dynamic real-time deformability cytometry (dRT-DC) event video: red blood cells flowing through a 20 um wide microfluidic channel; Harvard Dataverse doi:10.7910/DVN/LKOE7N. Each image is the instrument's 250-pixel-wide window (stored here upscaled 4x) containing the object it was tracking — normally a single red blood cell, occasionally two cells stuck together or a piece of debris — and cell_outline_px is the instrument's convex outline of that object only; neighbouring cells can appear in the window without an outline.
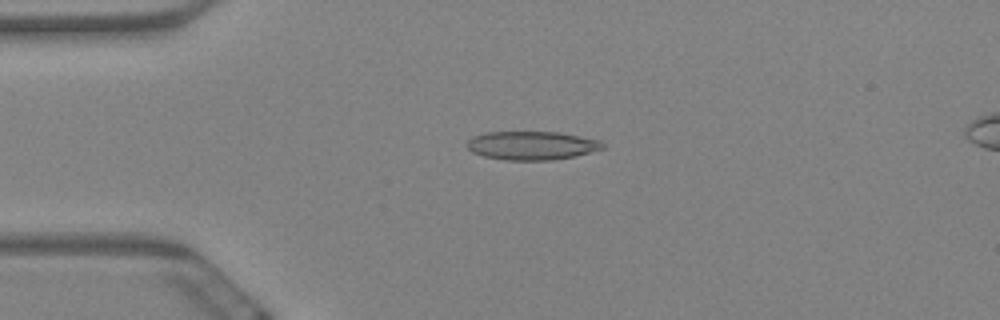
{"species": "Egyptian fruit bat (a non-hibernating species)", "species_latin": "Rousettus aegyptiacus", "temperature_condition": "warm", "stored_images_in_passage": 59, "camera_frame_rate_fps": 3000, "um_per_image_px": 0.085, "animal": {"sex": "female"}, "frame": {"image": 1, "passage_image": 14, "time_ms": 4.333, "image_size_px": [1000, 320], "cell_outline_px": [[604, 148], [572, 156], [552, 160], [504, 160], [484, 156], [472, 152], [468, 148], [468, 140], [472, 136], [488, 132], [560, 132], [600, 140], [604, 144]], "centroid_in_image_um": [45.18, 12.36], "position_along_channel_um": 39.8, "area_um2": 22.43}}
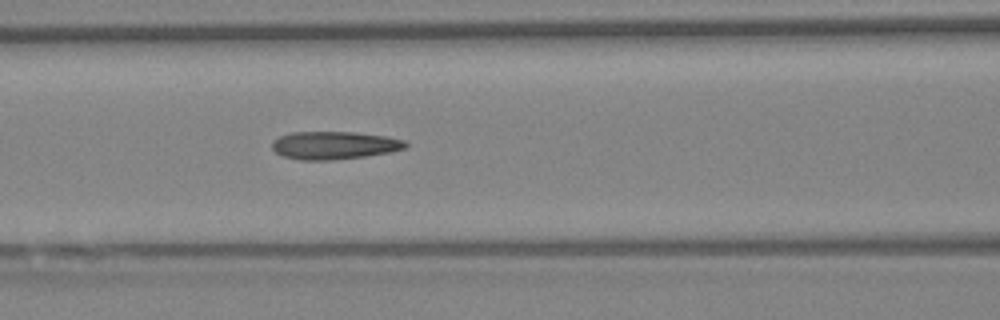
{"frame": {"image": 2, "passage_image": 25, "time_ms": 8.0, "image_size_px": [1000, 320], "cell_outline_px": [[408, 144], [404, 148], [392, 152], [364, 156], [332, 160], [300, 160], [284, 156], [276, 152], [272, 148], [272, 140], [280, 136], [292, 132], [356, 132], [384, 136], [404, 140]], "centroid_in_image_um": [28.39, 12.35], "position_along_channel_um": 138.2, "area_um2": 21.62}}
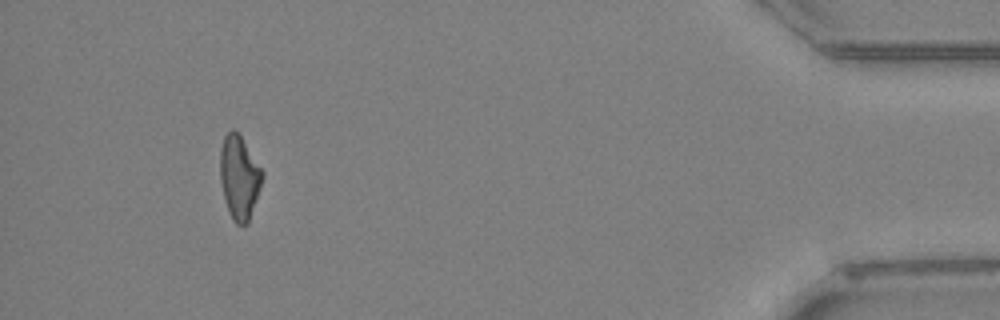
{"frame": {"image": 3, "passage_image": 55, "time_ms": 18.0, "image_size_px": [1000, 320], "cell_outline_px": [[264, 176], [248, 224], [236, 224], [232, 220], [228, 212], [224, 200], [220, 180], [220, 148], [224, 136], [232, 128], [240, 136], [264, 172]], "centroid_in_image_um": [20.32, 15.1], "position_along_channel_um": 414.9, "area_um2": 20.58}, "authors_computed_cell_mechanics": {"area_um2": 21.2704, "velocity_mm_per_s": 3.4341, "shape_relaxation_time_tau1_ms": null, "shape_relaxation_time_tau2_ms": 4.8631, "deformation_change_tau1": null, "deformation_change_tau2": 0.1629}}